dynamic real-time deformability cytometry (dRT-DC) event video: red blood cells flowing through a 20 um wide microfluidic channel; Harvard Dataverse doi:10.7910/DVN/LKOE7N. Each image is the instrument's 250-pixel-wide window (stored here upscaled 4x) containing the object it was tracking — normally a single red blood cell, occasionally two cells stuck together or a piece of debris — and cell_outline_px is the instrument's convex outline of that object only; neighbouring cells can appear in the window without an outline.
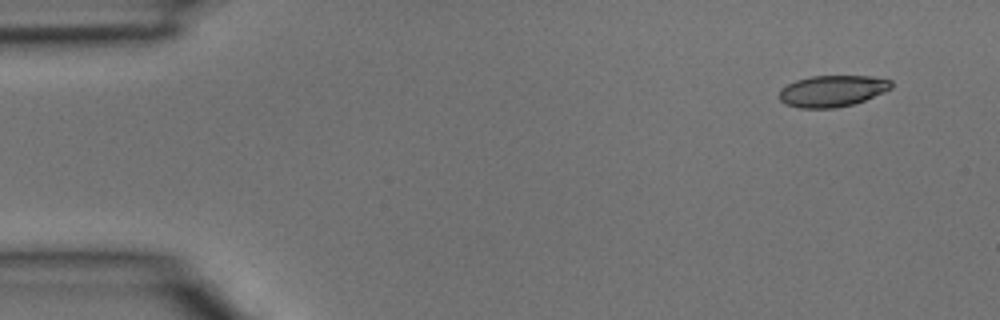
{"species": "common noctule bat (a hibernating species)", "species_latin": "Nyctalus noctula", "temperature_condition": "room temperature", "stored_images_in_passage": 3, "camera_frame_rate_fps": 3000, "um_per_image_px": 0.085, "animal": {"sex": "male", "body_mass_g": 15.6}, "frame": {"image": 1, "passage_image": 1, "time_ms": 0.0, "image_size_px": [1000, 320], "cell_outline_px": [[892, 88], [884, 92], [864, 100], [852, 104], [836, 108], [800, 108], [784, 104], [780, 100], [780, 88], [796, 80], [812, 76], [872, 76], [892, 80]], "centroid_in_image_um": [70.74, 7.73], "position_along_channel_um": 14.3, "area_um2": 20.52}}